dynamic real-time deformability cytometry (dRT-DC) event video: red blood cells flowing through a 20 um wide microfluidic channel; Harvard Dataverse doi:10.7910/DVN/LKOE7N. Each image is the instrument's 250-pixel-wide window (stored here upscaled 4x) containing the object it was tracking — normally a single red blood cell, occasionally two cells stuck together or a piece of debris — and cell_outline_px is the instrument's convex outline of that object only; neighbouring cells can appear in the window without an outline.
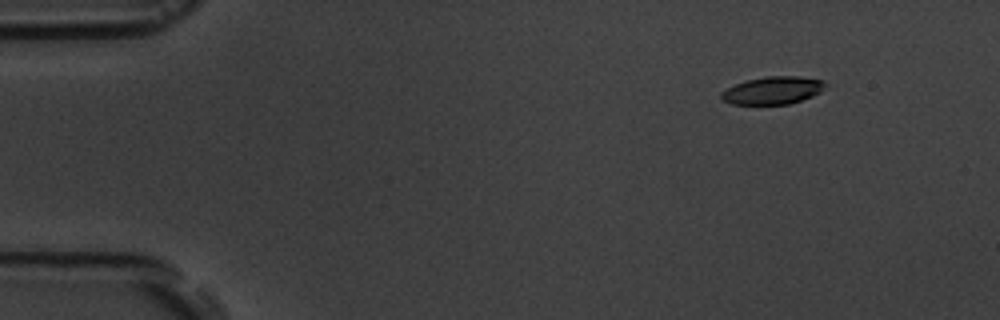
{"species": "common noctule bat (a hibernating species)", "species_latin": "Nyctalus noctula", "temperature_condition": "room temperature", "stored_images_in_passage": 5, "camera_frame_rate_fps": 3000, "um_per_image_px": 0.085, "animal": {"sex": "male", "body_mass_g": 19.5, "forearm_length_mm": 54.6}, "frame": {"image": 1, "passage_image": 2, "time_ms": 1.333, "image_size_px": [1000, 320], "cell_outline_px": [[824, 84], [820, 92], [812, 96], [788, 104], [732, 104], [720, 100], [720, 92], [736, 84], [748, 80], [764, 76], [800, 76], [824, 80]], "centroid_in_image_um": [65.64, 7.68], "position_along_channel_um": 19.4, "area_um2": 16.65}}
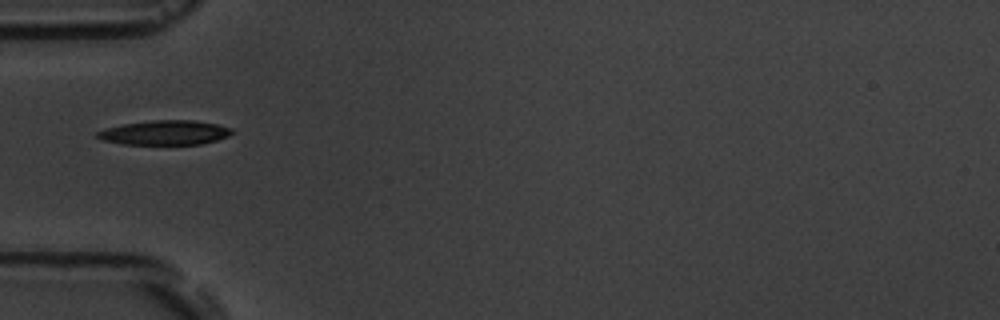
{"frame": {"image": 2, "passage_image": 5, "time_ms": 5.333, "image_size_px": [1000, 320], "cell_outline_px": [[236, 132], [228, 136], [216, 140], [200, 144], [124, 144], [104, 140], [96, 136], [96, 132], [104, 128], [124, 124], [152, 120], [192, 120], [216, 124], [232, 128]], "centroid_in_image_um": [14.04, 11.27], "position_along_channel_um": 71.0, "area_um2": 19.13}}